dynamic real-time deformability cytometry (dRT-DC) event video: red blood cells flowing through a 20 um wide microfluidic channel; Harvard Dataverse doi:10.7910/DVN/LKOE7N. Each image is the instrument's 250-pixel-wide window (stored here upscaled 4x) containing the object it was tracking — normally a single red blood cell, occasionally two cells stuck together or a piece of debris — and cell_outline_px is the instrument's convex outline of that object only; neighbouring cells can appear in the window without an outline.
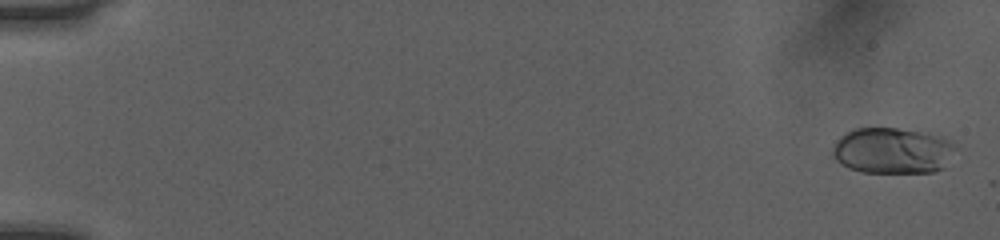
{"species": "human", "species_latin": "Homo sapiens", "temperature_condition": "room temperature", "stored_images_in_passage": 52, "camera_frame_rate_fps": 3000, "um_per_image_px": 0.085, "donor": {"sex": "female"}, "frame": {"image": 1, "passage_image": 2, "time_ms": 0.333, "image_size_px": [1000, 240], "cell_outline_px": [[960, 144], [944, 168], [932, 172], [860, 172], [848, 168], [840, 164], [832, 156], [832, 148], [836, 140], [840, 136], [852, 128], [896, 128], [928, 132], [944, 136]], "centroid_in_image_um": [75.91, 12.79], "position_along_channel_um": 9.1, "area_um2": 33.81}}
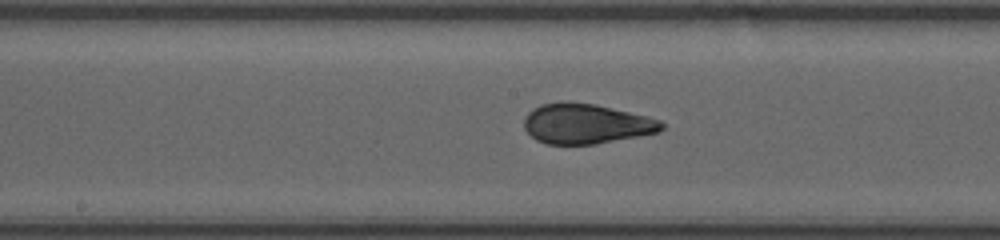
{"frame": {"image": 2, "passage_image": 29, "time_ms": 9.333, "image_size_px": [1000, 240], "cell_outline_px": [[664, 128], [660, 132], [596, 144], [544, 144], [536, 140], [524, 128], [524, 120], [528, 112], [532, 108], [540, 104], [560, 100], [568, 100], [596, 104], [648, 116], [660, 120], [664, 124]], "centroid_in_image_um": [49.8, 10.5], "position_along_channel_um": 198.4, "area_um2": 32.6}}
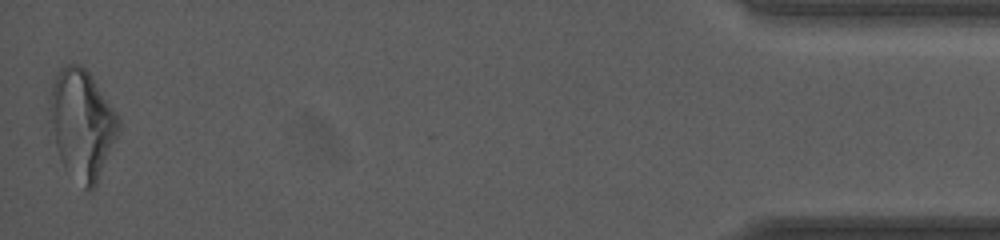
{"frame": {"image": 3, "passage_image": 52, "time_ms": 17.0, "image_size_px": [1000, 240], "cell_outline_px": [[120, 128], [96, 184], [92, 192], [88, 192], [64, 168], [60, 160], [48, 120], [48, 100], [52, 84], [60, 68], [68, 64], [80, 64], [92, 76], [120, 120]], "centroid_in_image_um": [6.92, 10.55], "position_along_channel_um": 428.3, "area_um2": 43.81}, "authors_computed_cell_mechanics": {"area_um2": 32.5414, "velocity_mm_per_s": 4.0559, "shape_relaxation_time_tau1_ms": 4.8983, "shape_relaxation_time_tau2_ms": 0.918, "deformation_change_tau1": 0.1583, "deformation_change_tau2": 0.0436}}